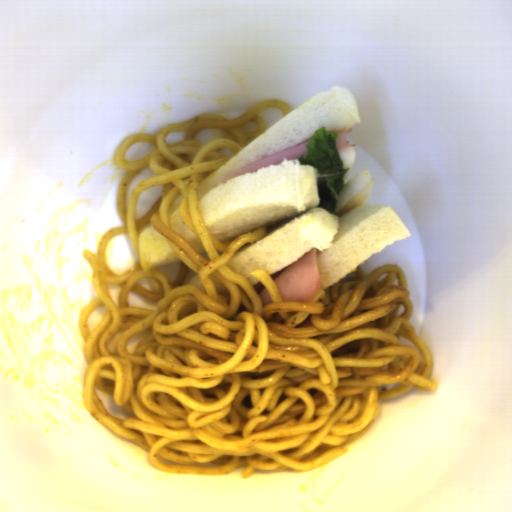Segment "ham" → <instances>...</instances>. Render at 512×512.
<instances>
[{"instance_id": "obj_1", "label": "ham", "mask_w": 512, "mask_h": 512, "mask_svg": "<svg viewBox=\"0 0 512 512\" xmlns=\"http://www.w3.org/2000/svg\"><path fill=\"white\" fill-rule=\"evenodd\" d=\"M272 281L282 301L311 302L322 291L317 250L305 253Z\"/></svg>"}, {"instance_id": "obj_2", "label": "ham", "mask_w": 512, "mask_h": 512, "mask_svg": "<svg viewBox=\"0 0 512 512\" xmlns=\"http://www.w3.org/2000/svg\"><path fill=\"white\" fill-rule=\"evenodd\" d=\"M308 142V141H307ZM307 142L295 145L293 147H290L288 149H285L283 151H280L278 153H275L271 156H268L266 158H263L261 160H258L256 162H253L245 167H242L235 172L229 174L225 178L222 179V184L234 179L244 173H257V171L261 167H268L269 165H278L284 159L288 160H299L300 157H306L308 155V149H307Z\"/></svg>"}, {"instance_id": "obj_3", "label": "ham", "mask_w": 512, "mask_h": 512, "mask_svg": "<svg viewBox=\"0 0 512 512\" xmlns=\"http://www.w3.org/2000/svg\"><path fill=\"white\" fill-rule=\"evenodd\" d=\"M353 128H349L344 130L338 134V137L335 139V145L337 152L343 150L345 148H354L357 146V143L350 144V141L347 139V136L352 132Z\"/></svg>"}, {"instance_id": "obj_4", "label": "ham", "mask_w": 512, "mask_h": 512, "mask_svg": "<svg viewBox=\"0 0 512 512\" xmlns=\"http://www.w3.org/2000/svg\"><path fill=\"white\" fill-rule=\"evenodd\" d=\"M257 294L262 300V308L268 303H273L272 297H271L266 286L262 290H260Z\"/></svg>"}]
</instances>
